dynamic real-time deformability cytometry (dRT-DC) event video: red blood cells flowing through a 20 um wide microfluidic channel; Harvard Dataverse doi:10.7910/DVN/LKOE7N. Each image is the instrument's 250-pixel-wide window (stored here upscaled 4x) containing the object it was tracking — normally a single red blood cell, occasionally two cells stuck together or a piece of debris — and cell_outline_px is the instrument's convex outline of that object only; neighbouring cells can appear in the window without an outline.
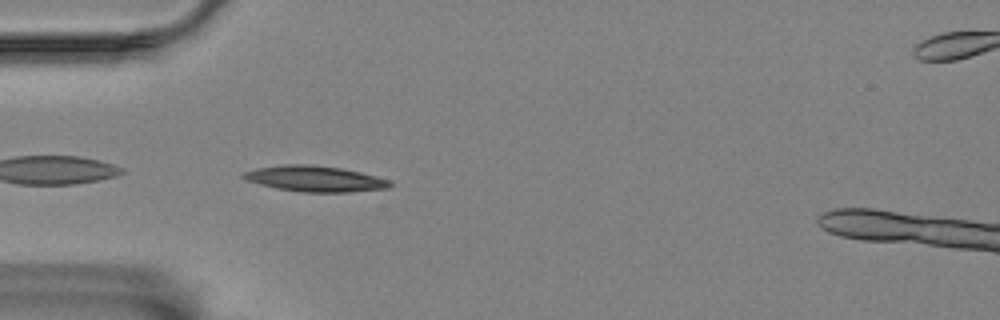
{"species": "Egyptian fruit bat (a non-hibernating species)", "species_latin": "Rousettus aegyptiacus", "temperature_condition": "room temperature", "stored_images_in_passage": 43, "camera_frame_rate_fps": 3000, "um_per_image_px": 0.085, "animal": {"sex": "female"}, "frame": {"image": 1, "passage_image": 2, "time_ms": 0.333, "image_size_px": [1000, 320], "cell_outline_px": [[392, 184], [388, 188], [348, 192], [300, 192], [276, 188], [260, 184], [248, 180], [240, 176], [244, 172], [260, 168], [284, 164], [308, 164], [340, 168], [360, 172], [376, 176], [388, 180]], "centroid_in_image_um": [26.77, 15.2], "position_along_channel_um": 58.2, "area_um2": 21.73}}
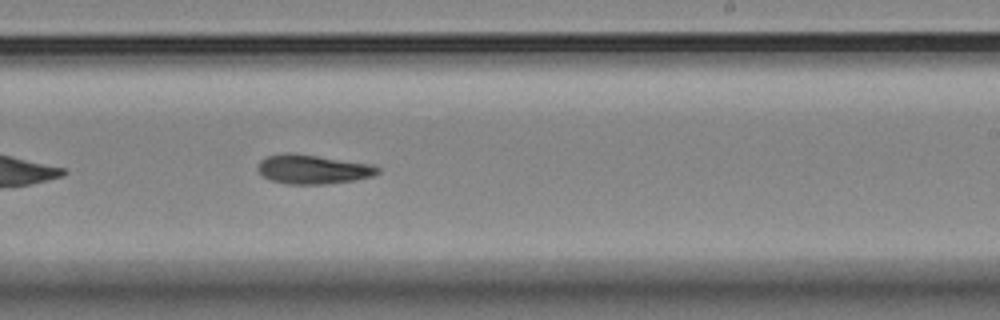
{"frame": {"image": 2, "passage_image": 20, "time_ms": 6.333, "image_size_px": [1000, 320], "cell_outline_px": [[380, 172], [372, 176], [352, 180], [328, 184], [284, 184], [272, 180], [264, 176], [256, 168], [260, 160], [268, 156], [284, 152], [292, 152], [372, 164], [380, 168]], "centroid_in_image_um": [26.58, 14.38], "position_along_channel_um": 262.4, "area_um2": 20.46}}
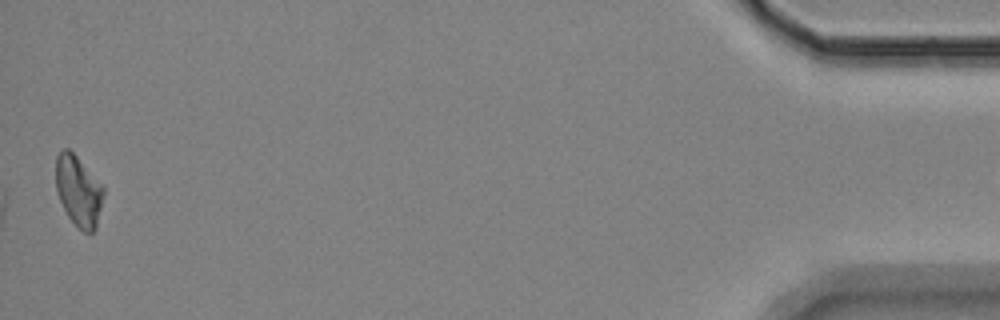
{"frame": {"image": 3, "passage_image": 42, "time_ms": 13.667, "image_size_px": [1000, 320], "cell_outline_px": [[104, 196], [96, 228], [92, 232], [84, 232], [68, 216], [60, 200], [56, 188], [56, 156], [64, 148], [68, 148], [76, 156], [104, 188]], "centroid_in_image_um": [6.67, 16.23], "position_along_channel_um": 428.5, "area_um2": 19.19}}